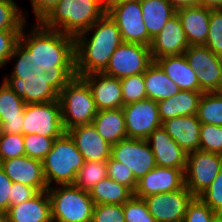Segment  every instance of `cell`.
I'll use <instances>...</instances> for the list:
<instances>
[{
  "label": "cell",
  "mask_w": 222,
  "mask_h": 222,
  "mask_svg": "<svg viewBox=\"0 0 222 222\" xmlns=\"http://www.w3.org/2000/svg\"><path fill=\"white\" fill-rule=\"evenodd\" d=\"M35 26L26 34L24 25L19 41L30 51L35 65L50 78V85L60 93L76 76L74 36L47 29L39 22Z\"/></svg>",
  "instance_id": "cell-1"
},
{
  "label": "cell",
  "mask_w": 222,
  "mask_h": 222,
  "mask_svg": "<svg viewBox=\"0 0 222 222\" xmlns=\"http://www.w3.org/2000/svg\"><path fill=\"white\" fill-rule=\"evenodd\" d=\"M91 31L94 33L89 39L86 35ZM122 42L116 22L106 12L90 28L74 37L76 76L103 72Z\"/></svg>",
  "instance_id": "cell-2"
},
{
  "label": "cell",
  "mask_w": 222,
  "mask_h": 222,
  "mask_svg": "<svg viewBox=\"0 0 222 222\" xmlns=\"http://www.w3.org/2000/svg\"><path fill=\"white\" fill-rule=\"evenodd\" d=\"M106 11L96 0H59L39 23L75 37L90 28Z\"/></svg>",
  "instance_id": "cell-3"
},
{
  "label": "cell",
  "mask_w": 222,
  "mask_h": 222,
  "mask_svg": "<svg viewBox=\"0 0 222 222\" xmlns=\"http://www.w3.org/2000/svg\"><path fill=\"white\" fill-rule=\"evenodd\" d=\"M84 162L83 155L67 132L56 138L52 149L42 161L48 188L53 186L54 181L57 185L74 184Z\"/></svg>",
  "instance_id": "cell-4"
},
{
  "label": "cell",
  "mask_w": 222,
  "mask_h": 222,
  "mask_svg": "<svg viewBox=\"0 0 222 222\" xmlns=\"http://www.w3.org/2000/svg\"><path fill=\"white\" fill-rule=\"evenodd\" d=\"M47 189L52 222H92L94 202L89 192L74 184Z\"/></svg>",
  "instance_id": "cell-5"
},
{
  "label": "cell",
  "mask_w": 222,
  "mask_h": 222,
  "mask_svg": "<svg viewBox=\"0 0 222 222\" xmlns=\"http://www.w3.org/2000/svg\"><path fill=\"white\" fill-rule=\"evenodd\" d=\"M62 123L65 131L91 124L98 109L88 84L78 76L73 77L59 93Z\"/></svg>",
  "instance_id": "cell-6"
},
{
  "label": "cell",
  "mask_w": 222,
  "mask_h": 222,
  "mask_svg": "<svg viewBox=\"0 0 222 222\" xmlns=\"http://www.w3.org/2000/svg\"><path fill=\"white\" fill-rule=\"evenodd\" d=\"M65 132L59 100L25 104L23 135L38 134L45 137H60Z\"/></svg>",
  "instance_id": "cell-7"
},
{
  "label": "cell",
  "mask_w": 222,
  "mask_h": 222,
  "mask_svg": "<svg viewBox=\"0 0 222 222\" xmlns=\"http://www.w3.org/2000/svg\"><path fill=\"white\" fill-rule=\"evenodd\" d=\"M153 62L150 47L139 43L122 42L112 54L103 73L122 79L143 74Z\"/></svg>",
  "instance_id": "cell-8"
},
{
  "label": "cell",
  "mask_w": 222,
  "mask_h": 222,
  "mask_svg": "<svg viewBox=\"0 0 222 222\" xmlns=\"http://www.w3.org/2000/svg\"><path fill=\"white\" fill-rule=\"evenodd\" d=\"M222 169V155L197 150L187 155L185 187L194 197L204 193Z\"/></svg>",
  "instance_id": "cell-9"
},
{
  "label": "cell",
  "mask_w": 222,
  "mask_h": 222,
  "mask_svg": "<svg viewBox=\"0 0 222 222\" xmlns=\"http://www.w3.org/2000/svg\"><path fill=\"white\" fill-rule=\"evenodd\" d=\"M108 15L116 22L123 42L139 43L150 47L152 38L143 21L140 1L107 5Z\"/></svg>",
  "instance_id": "cell-10"
},
{
  "label": "cell",
  "mask_w": 222,
  "mask_h": 222,
  "mask_svg": "<svg viewBox=\"0 0 222 222\" xmlns=\"http://www.w3.org/2000/svg\"><path fill=\"white\" fill-rule=\"evenodd\" d=\"M184 56L197 73L200 92H218L222 80V57L205 45L189 46Z\"/></svg>",
  "instance_id": "cell-11"
},
{
  "label": "cell",
  "mask_w": 222,
  "mask_h": 222,
  "mask_svg": "<svg viewBox=\"0 0 222 222\" xmlns=\"http://www.w3.org/2000/svg\"><path fill=\"white\" fill-rule=\"evenodd\" d=\"M111 158L126 165L137 181L157 166L150 144L144 139L120 140L112 145Z\"/></svg>",
  "instance_id": "cell-12"
},
{
  "label": "cell",
  "mask_w": 222,
  "mask_h": 222,
  "mask_svg": "<svg viewBox=\"0 0 222 222\" xmlns=\"http://www.w3.org/2000/svg\"><path fill=\"white\" fill-rule=\"evenodd\" d=\"M127 138L144 139L162 126L159 118L158 104L151 99H143L122 107Z\"/></svg>",
  "instance_id": "cell-13"
},
{
  "label": "cell",
  "mask_w": 222,
  "mask_h": 222,
  "mask_svg": "<svg viewBox=\"0 0 222 222\" xmlns=\"http://www.w3.org/2000/svg\"><path fill=\"white\" fill-rule=\"evenodd\" d=\"M193 197L184 186L179 190L152 194L143 199L156 222H183L187 205Z\"/></svg>",
  "instance_id": "cell-14"
},
{
  "label": "cell",
  "mask_w": 222,
  "mask_h": 222,
  "mask_svg": "<svg viewBox=\"0 0 222 222\" xmlns=\"http://www.w3.org/2000/svg\"><path fill=\"white\" fill-rule=\"evenodd\" d=\"M185 170L156 166L137 181L134 196L145 198L152 194L172 192L185 186Z\"/></svg>",
  "instance_id": "cell-15"
},
{
  "label": "cell",
  "mask_w": 222,
  "mask_h": 222,
  "mask_svg": "<svg viewBox=\"0 0 222 222\" xmlns=\"http://www.w3.org/2000/svg\"><path fill=\"white\" fill-rule=\"evenodd\" d=\"M189 47L185 31L177 14L170 18L152 39L150 51L153 61L165 56L184 54Z\"/></svg>",
  "instance_id": "cell-16"
},
{
  "label": "cell",
  "mask_w": 222,
  "mask_h": 222,
  "mask_svg": "<svg viewBox=\"0 0 222 222\" xmlns=\"http://www.w3.org/2000/svg\"><path fill=\"white\" fill-rule=\"evenodd\" d=\"M81 78L88 84L98 111L123 107L120 79L103 72L90 73Z\"/></svg>",
  "instance_id": "cell-17"
},
{
  "label": "cell",
  "mask_w": 222,
  "mask_h": 222,
  "mask_svg": "<svg viewBox=\"0 0 222 222\" xmlns=\"http://www.w3.org/2000/svg\"><path fill=\"white\" fill-rule=\"evenodd\" d=\"M0 167L12 182L25 184L36 188L39 192L48 189L42 161L26 155L0 161Z\"/></svg>",
  "instance_id": "cell-18"
},
{
  "label": "cell",
  "mask_w": 222,
  "mask_h": 222,
  "mask_svg": "<svg viewBox=\"0 0 222 222\" xmlns=\"http://www.w3.org/2000/svg\"><path fill=\"white\" fill-rule=\"evenodd\" d=\"M4 82L22 98L25 104L46 103L59 100V93L50 85L48 76L30 78L5 77Z\"/></svg>",
  "instance_id": "cell-19"
},
{
  "label": "cell",
  "mask_w": 222,
  "mask_h": 222,
  "mask_svg": "<svg viewBox=\"0 0 222 222\" xmlns=\"http://www.w3.org/2000/svg\"><path fill=\"white\" fill-rule=\"evenodd\" d=\"M146 140L150 144L157 166L186 169L188 153L179 147L162 126L155 129Z\"/></svg>",
  "instance_id": "cell-20"
},
{
  "label": "cell",
  "mask_w": 222,
  "mask_h": 222,
  "mask_svg": "<svg viewBox=\"0 0 222 222\" xmlns=\"http://www.w3.org/2000/svg\"><path fill=\"white\" fill-rule=\"evenodd\" d=\"M83 155L85 161H107L111 157V147L96 131L94 125L85 124L66 131Z\"/></svg>",
  "instance_id": "cell-21"
},
{
  "label": "cell",
  "mask_w": 222,
  "mask_h": 222,
  "mask_svg": "<svg viewBox=\"0 0 222 222\" xmlns=\"http://www.w3.org/2000/svg\"><path fill=\"white\" fill-rule=\"evenodd\" d=\"M25 102L2 81L0 87V133L23 134Z\"/></svg>",
  "instance_id": "cell-22"
},
{
  "label": "cell",
  "mask_w": 222,
  "mask_h": 222,
  "mask_svg": "<svg viewBox=\"0 0 222 222\" xmlns=\"http://www.w3.org/2000/svg\"><path fill=\"white\" fill-rule=\"evenodd\" d=\"M162 127L186 153L199 150L201 122L196 115L167 119Z\"/></svg>",
  "instance_id": "cell-23"
},
{
  "label": "cell",
  "mask_w": 222,
  "mask_h": 222,
  "mask_svg": "<svg viewBox=\"0 0 222 222\" xmlns=\"http://www.w3.org/2000/svg\"><path fill=\"white\" fill-rule=\"evenodd\" d=\"M210 13L211 9L200 5L176 10L189 46L205 45L209 34Z\"/></svg>",
  "instance_id": "cell-24"
},
{
  "label": "cell",
  "mask_w": 222,
  "mask_h": 222,
  "mask_svg": "<svg viewBox=\"0 0 222 222\" xmlns=\"http://www.w3.org/2000/svg\"><path fill=\"white\" fill-rule=\"evenodd\" d=\"M4 216L8 222H52L47 190L19 205L10 206Z\"/></svg>",
  "instance_id": "cell-25"
},
{
  "label": "cell",
  "mask_w": 222,
  "mask_h": 222,
  "mask_svg": "<svg viewBox=\"0 0 222 222\" xmlns=\"http://www.w3.org/2000/svg\"><path fill=\"white\" fill-rule=\"evenodd\" d=\"M155 62L181 90L200 91L197 73L190 67L184 54L165 56Z\"/></svg>",
  "instance_id": "cell-26"
},
{
  "label": "cell",
  "mask_w": 222,
  "mask_h": 222,
  "mask_svg": "<svg viewBox=\"0 0 222 222\" xmlns=\"http://www.w3.org/2000/svg\"><path fill=\"white\" fill-rule=\"evenodd\" d=\"M203 92L181 90L174 96L157 102L161 122L167 119L196 115Z\"/></svg>",
  "instance_id": "cell-27"
},
{
  "label": "cell",
  "mask_w": 222,
  "mask_h": 222,
  "mask_svg": "<svg viewBox=\"0 0 222 222\" xmlns=\"http://www.w3.org/2000/svg\"><path fill=\"white\" fill-rule=\"evenodd\" d=\"M92 124L98 134L110 145L127 138L125 117L122 108L100 110Z\"/></svg>",
  "instance_id": "cell-28"
},
{
  "label": "cell",
  "mask_w": 222,
  "mask_h": 222,
  "mask_svg": "<svg viewBox=\"0 0 222 222\" xmlns=\"http://www.w3.org/2000/svg\"><path fill=\"white\" fill-rule=\"evenodd\" d=\"M147 98L158 102L179 93L181 89L154 61L143 73Z\"/></svg>",
  "instance_id": "cell-29"
},
{
  "label": "cell",
  "mask_w": 222,
  "mask_h": 222,
  "mask_svg": "<svg viewBox=\"0 0 222 222\" xmlns=\"http://www.w3.org/2000/svg\"><path fill=\"white\" fill-rule=\"evenodd\" d=\"M140 5L146 30L152 39L176 14V9L168 0H141Z\"/></svg>",
  "instance_id": "cell-30"
},
{
  "label": "cell",
  "mask_w": 222,
  "mask_h": 222,
  "mask_svg": "<svg viewBox=\"0 0 222 222\" xmlns=\"http://www.w3.org/2000/svg\"><path fill=\"white\" fill-rule=\"evenodd\" d=\"M89 194L95 205L123 204L133 195L127 187L109 177L98 182Z\"/></svg>",
  "instance_id": "cell-31"
},
{
  "label": "cell",
  "mask_w": 222,
  "mask_h": 222,
  "mask_svg": "<svg viewBox=\"0 0 222 222\" xmlns=\"http://www.w3.org/2000/svg\"><path fill=\"white\" fill-rule=\"evenodd\" d=\"M196 116L201 124L222 126V94L219 92L203 93Z\"/></svg>",
  "instance_id": "cell-32"
},
{
  "label": "cell",
  "mask_w": 222,
  "mask_h": 222,
  "mask_svg": "<svg viewBox=\"0 0 222 222\" xmlns=\"http://www.w3.org/2000/svg\"><path fill=\"white\" fill-rule=\"evenodd\" d=\"M108 177L106 161H85L77 172L74 185L83 191L90 192L101 180Z\"/></svg>",
  "instance_id": "cell-33"
},
{
  "label": "cell",
  "mask_w": 222,
  "mask_h": 222,
  "mask_svg": "<svg viewBox=\"0 0 222 222\" xmlns=\"http://www.w3.org/2000/svg\"><path fill=\"white\" fill-rule=\"evenodd\" d=\"M16 57L18 60L9 77H16L24 80V78H32L44 74L42 68L35 65V61L33 60L30 51L20 41L15 45L14 51L9 57V61Z\"/></svg>",
  "instance_id": "cell-34"
},
{
  "label": "cell",
  "mask_w": 222,
  "mask_h": 222,
  "mask_svg": "<svg viewBox=\"0 0 222 222\" xmlns=\"http://www.w3.org/2000/svg\"><path fill=\"white\" fill-rule=\"evenodd\" d=\"M24 14L15 1L0 0V30L21 31L26 22Z\"/></svg>",
  "instance_id": "cell-35"
},
{
  "label": "cell",
  "mask_w": 222,
  "mask_h": 222,
  "mask_svg": "<svg viewBox=\"0 0 222 222\" xmlns=\"http://www.w3.org/2000/svg\"><path fill=\"white\" fill-rule=\"evenodd\" d=\"M25 155L43 161L52 149L54 140L59 137H45L38 134L23 135Z\"/></svg>",
  "instance_id": "cell-36"
},
{
  "label": "cell",
  "mask_w": 222,
  "mask_h": 222,
  "mask_svg": "<svg viewBox=\"0 0 222 222\" xmlns=\"http://www.w3.org/2000/svg\"><path fill=\"white\" fill-rule=\"evenodd\" d=\"M123 95V106L147 98L143 74L120 79Z\"/></svg>",
  "instance_id": "cell-37"
},
{
  "label": "cell",
  "mask_w": 222,
  "mask_h": 222,
  "mask_svg": "<svg viewBox=\"0 0 222 222\" xmlns=\"http://www.w3.org/2000/svg\"><path fill=\"white\" fill-rule=\"evenodd\" d=\"M125 222H156L143 198L132 195L123 203Z\"/></svg>",
  "instance_id": "cell-38"
},
{
  "label": "cell",
  "mask_w": 222,
  "mask_h": 222,
  "mask_svg": "<svg viewBox=\"0 0 222 222\" xmlns=\"http://www.w3.org/2000/svg\"><path fill=\"white\" fill-rule=\"evenodd\" d=\"M199 150L222 155V126L201 124Z\"/></svg>",
  "instance_id": "cell-39"
},
{
  "label": "cell",
  "mask_w": 222,
  "mask_h": 222,
  "mask_svg": "<svg viewBox=\"0 0 222 222\" xmlns=\"http://www.w3.org/2000/svg\"><path fill=\"white\" fill-rule=\"evenodd\" d=\"M25 155L23 134L0 133V161Z\"/></svg>",
  "instance_id": "cell-40"
},
{
  "label": "cell",
  "mask_w": 222,
  "mask_h": 222,
  "mask_svg": "<svg viewBox=\"0 0 222 222\" xmlns=\"http://www.w3.org/2000/svg\"><path fill=\"white\" fill-rule=\"evenodd\" d=\"M205 46L222 57V9H211L209 34Z\"/></svg>",
  "instance_id": "cell-41"
},
{
  "label": "cell",
  "mask_w": 222,
  "mask_h": 222,
  "mask_svg": "<svg viewBox=\"0 0 222 222\" xmlns=\"http://www.w3.org/2000/svg\"><path fill=\"white\" fill-rule=\"evenodd\" d=\"M217 214L199 197L188 203L183 222H215Z\"/></svg>",
  "instance_id": "cell-42"
},
{
  "label": "cell",
  "mask_w": 222,
  "mask_h": 222,
  "mask_svg": "<svg viewBox=\"0 0 222 222\" xmlns=\"http://www.w3.org/2000/svg\"><path fill=\"white\" fill-rule=\"evenodd\" d=\"M108 177L121 185L127 187L132 193H134L137 180L135 179L132 171L128 167L111 157L106 161Z\"/></svg>",
  "instance_id": "cell-43"
},
{
  "label": "cell",
  "mask_w": 222,
  "mask_h": 222,
  "mask_svg": "<svg viewBox=\"0 0 222 222\" xmlns=\"http://www.w3.org/2000/svg\"><path fill=\"white\" fill-rule=\"evenodd\" d=\"M92 222H125L123 204L95 205Z\"/></svg>",
  "instance_id": "cell-44"
},
{
  "label": "cell",
  "mask_w": 222,
  "mask_h": 222,
  "mask_svg": "<svg viewBox=\"0 0 222 222\" xmlns=\"http://www.w3.org/2000/svg\"><path fill=\"white\" fill-rule=\"evenodd\" d=\"M199 198L216 213L222 212V169Z\"/></svg>",
  "instance_id": "cell-45"
},
{
  "label": "cell",
  "mask_w": 222,
  "mask_h": 222,
  "mask_svg": "<svg viewBox=\"0 0 222 222\" xmlns=\"http://www.w3.org/2000/svg\"><path fill=\"white\" fill-rule=\"evenodd\" d=\"M20 32L0 30V67L9 62V57L19 41Z\"/></svg>",
  "instance_id": "cell-46"
},
{
  "label": "cell",
  "mask_w": 222,
  "mask_h": 222,
  "mask_svg": "<svg viewBox=\"0 0 222 222\" xmlns=\"http://www.w3.org/2000/svg\"><path fill=\"white\" fill-rule=\"evenodd\" d=\"M39 191L31 186L13 182L11 194H9V207L19 205L36 196Z\"/></svg>",
  "instance_id": "cell-47"
},
{
  "label": "cell",
  "mask_w": 222,
  "mask_h": 222,
  "mask_svg": "<svg viewBox=\"0 0 222 222\" xmlns=\"http://www.w3.org/2000/svg\"><path fill=\"white\" fill-rule=\"evenodd\" d=\"M12 180L0 167V214L4 215L9 208V194H11Z\"/></svg>",
  "instance_id": "cell-48"
},
{
  "label": "cell",
  "mask_w": 222,
  "mask_h": 222,
  "mask_svg": "<svg viewBox=\"0 0 222 222\" xmlns=\"http://www.w3.org/2000/svg\"><path fill=\"white\" fill-rule=\"evenodd\" d=\"M59 0H31L34 14L40 22Z\"/></svg>",
  "instance_id": "cell-49"
},
{
  "label": "cell",
  "mask_w": 222,
  "mask_h": 222,
  "mask_svg": "<svg viewBox=\"0 0 222 222\" xmlns=\"http://www.w3.org/2000/svg\"><path fill=\"white\" fill-rule=\"evenodd\" d=\"M172 6L177 10L184 7L198 5V0H168Z\"/></svg>",
  "instance_id": "cell-50"
},
{
  "label": "cell",
  "mask_w": 222,
  "mask_h": 222,
  "mask_svg": "<svg viewBox=\"0 0 222 222\" xmlns=\"http://www.w3.org/2000/svg\"><path fill=\"white\" fill-rule=\"evenodd\" d=\"M198 5L208 9H222V0H198Z\"/></svg>",
  "instance_id": "cell-51"
},
{
  "label": "cell",
  "mask_w": 222,
  "mask_h": 222,
  "mask_svg": "<svg viewBox=\"0 0 222 222\" xmlns=\"http://www.w3.org/2000/svg\"><path fill=\"white\" fill-rule=\"evenodd\" d=\"M132 1H141V0H107V5H114L122 2H132Z\"/></svg>",
  "instance_id": "cell-52"
},
{
  "label": "cell",
  "mask_w": 222,
  "mask_h": 222,
  "mask_svg": "<svg viewBox=\"0 0 222 222\" xmlns=\"http://www.w3.org/2000/svg\"><path fill=\"white\" fill-rule=\"evenodd\" d=\"M215 222H222V212H219L217 214V217H216V221Z\"/></svg>",
  "instance_id": "cell-53"
},
{
  "label": "cell",
  "mask_w": 222,
  "mask_h": 222,
  "mask_svg": "<svg viewBox=\"0 0 222 222\" xmlns=\"http://www.w3.org/2000/svg\"><path fill=\"white\" fill-rule=\"evenodd\" d=\"M100 2L107 9V0H96Z\"/></svg>",
  "instance_id": "cell-54"
},
{
  "label": "cell",
  "mask_w": 222,
  "mask_h": 222,
  "mask_svg": "<svg viewBox=\"0 0 222 222\" xmlns=\"http://www.w3.org/2000/svg\"><path fill=\"white\" fill-rule=\"evenodd\" d=\"M0 222H8L4 215L0 214Z\"/></svg>",
  "instance_id": "cell-55"
},
{
  "label": "cell",
  "mask_w": 222,
  "mask_h": 222,
  "mask_svg": "<svg viewBox=\"0 0 222 222\" xmlns=\"http://www.w3.org/2000/svg\"><path fill=\"white\" fill-rule=\"evenodd\" d=\"M218 92L222 94V80H221V85H220V88H219Z\"/></svg>",
  "instance_id": "cell-56"
}]
</instances>
